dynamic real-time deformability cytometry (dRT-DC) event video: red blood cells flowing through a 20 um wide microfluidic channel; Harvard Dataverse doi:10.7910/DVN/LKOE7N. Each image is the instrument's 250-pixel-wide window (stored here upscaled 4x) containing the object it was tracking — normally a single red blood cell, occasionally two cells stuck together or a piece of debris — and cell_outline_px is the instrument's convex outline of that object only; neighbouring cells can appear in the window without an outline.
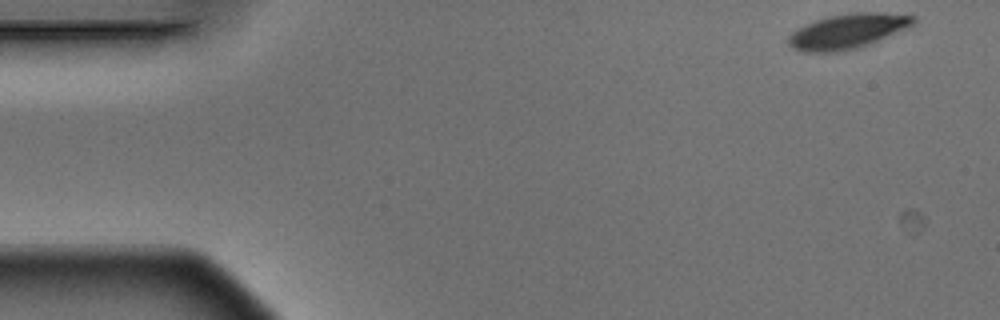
{"species": "Egyptian fruit bat (a non-hibernating species)", "species_latin": "Rousettus aegyptiacus", "temperature_condition": "warm", "stored_images_in_passage": 9, "camera_frame_rate_fps": 3000, "um_per_image_px": 0.085, "animal": {"sex": "male"}, "frame": {"image": 1, "passage_image": 1, "time_ms": 0.0, "image_size_px": [1000, 320], "cell_outline_px": [[916, 20], [912, 24], [904, 28], [860, 48], [836, 52], [804, 52], [792, 48], [788, 44], [788, 36], [796, 28], [816, 20], [832, 16], [856, 12], [880, 12], [916, 16]], "centroid_in_image_um": [71.99, 2.66], "position_along_channel_um": 13.0, "area_um2": 25.03}}
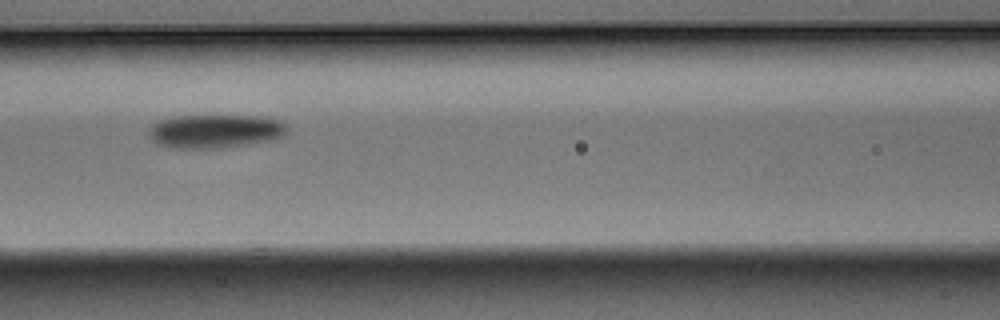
{"frame": {"image": 2, "passage_image": 6, "time_ms": 1.667, "image_size_px": [1000, 320], "cell_outline_px": [[288, 132], [284, 136], [272, 140], [224, 148], [168, 148], [156, 144], [148, 136], [148, 132], [152, 124], [160, 120], [176, 116], [256, 116], [280, 120], [288, 128]], "centroid_in_image_um": [18.27, 11.16], "position_along_channel_um": 148.3, "area_um2": 27.34}}
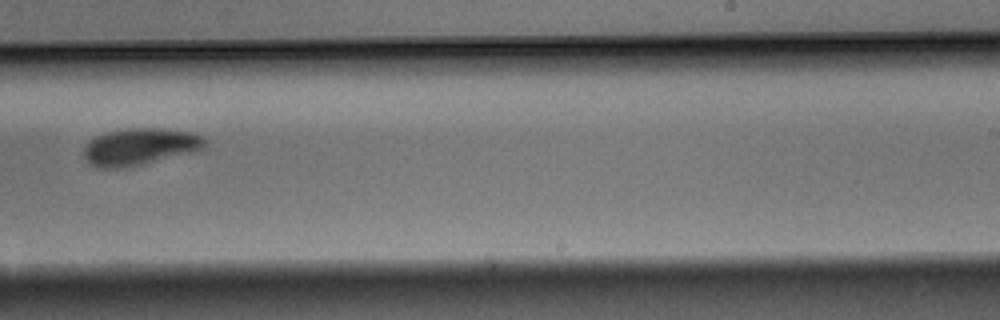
{"frame": {"image": 3, "passage_image": 9, "time_ms": 2.667, "image_size_px": [1000, 320], "cell_outline_px": [[208, 144], [200, 152], [120, 168], [100, 168], [88, 164], [84, 156], [84, 148], [96, 136], [104, 132], [128, 128], [164, 128], [192, 132], [200, 136]], "centroid_in_image_um": [11.94, 12.47], "position_along_channel_um": 277.1, "area_um2": 26.3}}